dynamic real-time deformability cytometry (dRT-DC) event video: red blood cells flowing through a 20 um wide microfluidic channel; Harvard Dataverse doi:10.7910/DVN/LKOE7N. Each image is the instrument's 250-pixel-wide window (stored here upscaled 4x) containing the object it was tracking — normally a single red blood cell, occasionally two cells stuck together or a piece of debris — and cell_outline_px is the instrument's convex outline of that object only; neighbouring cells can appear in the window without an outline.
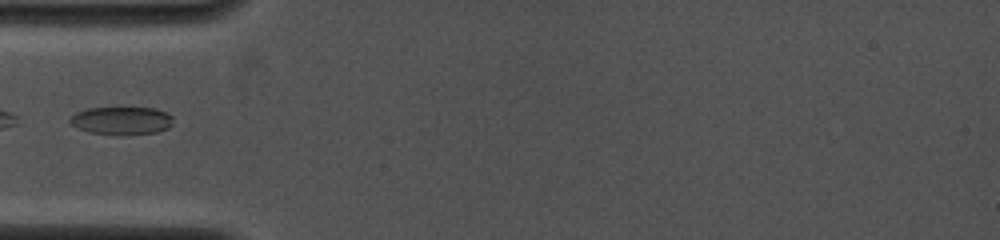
{"species": "common noctule bat (a hibernating species)", "species_latin": "Nyctalus noctula", "temperature_condition": "cold", "stored_images_in_passage": 15, "camera_frame_rate_fps": 4000, "um_per_image_px": 0.085, "animal": {"sex": "female", "body_mass_g": 19.0, "forearm_length_mm": 53.3}, "frame": {"image": 1, "passage_image": 1, "time_ms": 0.0, "image_size_px": [1000, 240], "cell_outline_px": [[172, 124], [168, 128], [156, 132], [124, 136], [88, 132], [76, 128], [68, 120], [76, 112], [88, 108], [156, 108], [172, 116]], "centroid_in_image_um": [10.32, 10.27], "position_along_channel_um": 74.7, "area_um2": 16.94}}
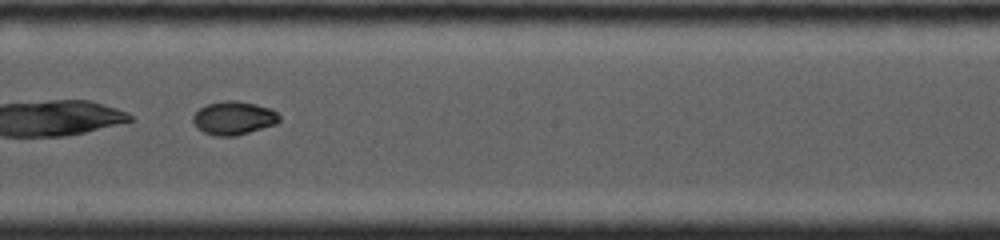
{"frame": {"image": 2, "passage_image": 8, "time_ms": 3.75, "image_size_px": [1000, 240], "cell_outline_px": [[280, 120], [276, 124], [236, 136], [216, 136], [204, 132], [196, 128], [192, 120], [192, 116], [200, 108], [208, 104], [224, 100], [236, 100], [256, 104], [268, 108], [276, 112], [280, 116]], "centroid_in_image_um": [19.85, 10.03], "position_along_channel_um": 228.4, "area_um2": 16.82}}
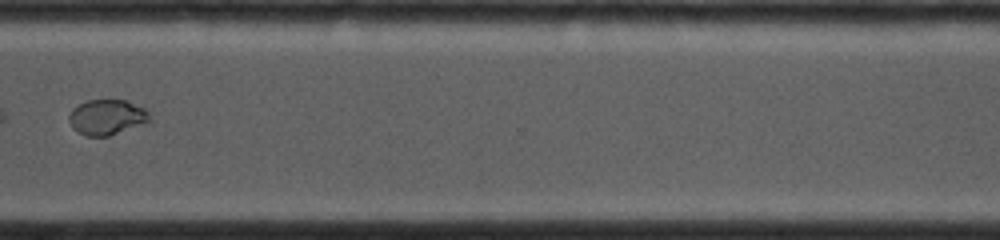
{"frame": {"image": 3, "passage_image": 14, "time_ms": 7.0, "image_size_px": [1000, 240], "cell_outline_px": [[152, 124], [108, 136], [84, 136], [72, 128], [68, 120], [68, 116], [72, 108], [88, 100], [124, 100], [144, 108], [152, 116]], "centroid_in_image_um": [9.15, 9.99], "position_along_channel_um": 361.4, "area_um2": 17.17}}